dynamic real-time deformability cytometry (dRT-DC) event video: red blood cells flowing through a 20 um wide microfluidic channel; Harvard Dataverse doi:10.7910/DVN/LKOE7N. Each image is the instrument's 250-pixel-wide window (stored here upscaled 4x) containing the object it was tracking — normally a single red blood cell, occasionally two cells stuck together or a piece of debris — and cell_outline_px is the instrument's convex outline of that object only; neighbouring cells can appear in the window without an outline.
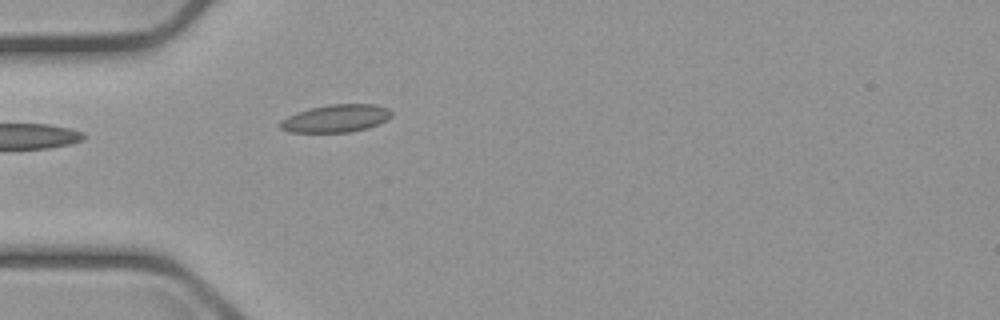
{"species": "common noctule bat (a hibernating species)", "species_latin": "Nyctalus noctula", "temperature_condition": "cold", "stored_images_in_passage": 5, "camera_frame_rate_fps": 3000, "um_per_image_px": 0.085, "animal": {"sex": "male", "body_mass_g": 23.1, "forearm_length_mm": 52.7}, "frame": {"image": 1, "passage_image": 5, "time_ms": 4.667, "image_size_px": [1000, 320], "cell_outline_px": [[392, 116], [368, 128], [352, 132], [288, 132], [280, 128], [276, 124], [280, 120], [296, 112], [308, 108], [328, 104], [376, 104], [388, 108], [392, 112]], "centroid_in_image_um": [28.5, 10.06], "position_along_channel_um": 56.5, "area_um2": 18.15}}